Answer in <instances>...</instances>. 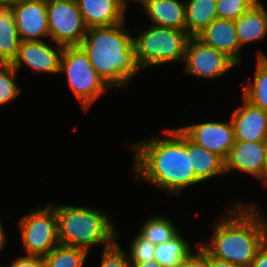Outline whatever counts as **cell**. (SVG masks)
Returning <instances> with one entry per match:
<instances>
[{"mask_svg":"<svg viewBox=\"0 0 267 267\" xmlns=\"http://www.w3.org/2000/svg\"><path fill=\"white\" fill-rule=\"evenodd\" d=\"M242 104L232 110L231 121L237 141H262L267 133V111L241 96Z\"/></svg>","mask_w":267,"mask_h":267,"instance_id":"cell-15","label":"cell"},{"mask_svg":"<svg viewBox=\"0 0 267 267\" xmlns=\"http://www.w3.org/2000/svg\"><path fill=\"white\" fill-rule=\"evenodd\" d=\"M88 252L82 248L58 244L43 257L45 267H83Z\"/></svg>","mask_w":267,"mask_h":267,"instance_id":"cell-25","label":"cell"},{"mask_svg":"<svg viewBox=\"0 0 267 267\" xmlns=\"http://www.w3.org/2000/svg\"><path fill=\"white\" fill-rule=\"evenodd\" d=\"M175 224L166 215H154L142 222L140 228H138V233L153 244L158 245L170 241L181 232Z\"/></svg>","mask_w":267,"mask_h":267,"instance_id":"cell-24","label":"cell"},{"mask_svg":"<svg viewBox=\"0 0 267 267\" xmlns=\"http://www.w3.org/2000/svg\"><path fill=\"white\" fill-rule=\"evenodd\" d=\"M13 3L0 0V51L12 63L20 45Z\"/></svg>","mask_w":267,"mask_h":267,"instance_id":"cell-21","label":"cell"},{"mask_svg":"<svg viewBox=\"0 0 267 267\" xmlns=\"http://www.w3.org/2000/svg\"><path fill=\"white\" fill-rule=\"evenodd\" d=\"M18 72L12 64L0 68V107L13 101L21 94L22 89L17 85Z\"/></svg>","mask_w":267,"mask_h":267,"instance_id":"cell-26","label":"cell"},{"mask_svg":"<svg viewBox=\"0 0 267 267\" xmlns=\"http://www.w3.org/2000/svg\"><path fill=\"white\" fill-rule=\"evenodd\" d=\"M247 174L265 185V151L262 141H234L225 159V173Z\"/></svg>","mask_w":267,"mask_h":267,"instance_id":"cell-12","label":"cell"},{"mask_svg":"<svg viewBox=\"0 0 267 267\" xmlns=\"http://www.w3.org/2000/svg\"><path fill=\"white\" fill-rule=\"evenodd\" d=\"M217 0H185L186 31L198 36L215 18Z\"/></svg>","mask_w":267,"mask_h":267,"instance_id":"cell-22","label":"cell"},{"mask_svg":"<svg viewBox=\"0 0 267 267\" xmlns=\"http://www.w3.org/2000/svg\"><path fill=\"white\" fill-rule=\"evenodd\" d=\"M187 153L190 154L191 167L195 176L203 183L218 176H226L225 160L187 137Z\"/></svg>","mask_w":267,"mask_h":267,"instance_id":"cell-19","label":"cell"},{"mask_svg":"<svg viewBox=\"0 0 267 267\" xmlns=\"http://www.w3.org/2000/svg\"><path fill=\"white\" fill-rule=\"evenodd\" d=\"M17 224L26 256L44 257L60 244L57 216L51 204L30 209Z\"/></svg>","mask_w":267,"mask_h":267,"instance_id":"cell-7","label":"cell"},{"mask_svg":"<svg viewBox=\"0 0 267 267\" xmlns=\"http://www.w3.org/2000/svg\"><path fill=\"white\" fill-rule=\"evenodd\" d=\"M127 7H129L128 3L129 2H137L140 3L142 0H121Z\"/></svg>","mask_w":267,"mask_h":267,"instance_id":"cell-38","label":"cell"},{"mask_svg":"<svg viewBox=\"0 0 267 267\" xmlns=\"http://www.w3.org/2000/svg\"><path fill=\"white\" fill-rule=\"evenodd\" d=\"M57 216L58 240L61 245L77 247L88 253L91 247L111 246L118 228L103 210L69 204H51ZM104 244V245H103Z\"/></svg>","mask_w":267,"mask_h":267,"instance_id":"cell-4","label":"cell"},{"mask_svg":"<svg viewBox=\"0 0 267 267\" xmlns=\"http://www.w3.org/2000/svg\"><path fill=\"white\" fill-rule=\"evenodd\" d=\"M179 129L194 143L208 151L216 153L224 160L234 145V128L228 121H204L184 125Z\"/></svg>","mask_w":267,"mask_h":267,"instance_id":"cell-10","label":"cell"},{"mask_svg":"<svg viewBox=\"0 0 267 267\" xmlns=\"http://www.w3.org/2000/svg\"><path fill=\"white\" fill-rule=\"evenodd\" d=\"M187 31L154 25H145L133 36L136 60L142 70L168 63L184 61Z\"/></svg>","mask_w":267,"mask_h":267,"instance_id":"cell-5","label":"cell"},{"mask_svg":"<svg viewBox=\"0 0 267 267\" xmlns=\"http://www.w3.org/2000/svg\"><path fill=\"white\" fill-rule=\"evenodd\" d=\"M3 1H7V2H10V3H17V2H21V1H27V0H3Z\"/></svg>","mask_w":267,"mask_h":267,"instance_id":"cell-39","label":"cell"},{"mask_svg":"<svg viewBox=\"0 0 267 267\" xmlns=\"http://www.w3.org/2000/svg\"><path fill=\"white\" fill-rule=\"evenodd\" d=\"M8 240H9V238L7 236L6 231L4 230V226L2 224V221L0 220V252L2 249L5 248V246H7Z\"/></svg>","mask_w":267,"mask_h":267,"instance_id":"cell-34","label":"cell"},{"mask_svg":"<svg viewBox=\"0 0 267 267\" xmlns=\"http://www.w3.org/2000/svg\"><path fill=\"white\" fill-rule=\"evenodd\" d=\"M210 267H239L227 261L219 260L210 256Z\"/></svg>","mask_w":267,"mask_h":267,"instance_id":"cell-33","label":"cell"},{"mask_svg":"<svg viewBox=\"0 0 267 267\" xmlns=\"http://www.w3.org/2000/svg\"><path fill=\"white\" fill-rule=\"evenodd\" d=\"M59 74L66 75L68 87L86 114L94 102L111 90L80 46L63 48Z\"/></svg>","mask_w":267,"mask_h":267,"instance_id":"cell-6","label":"cell"},{"mask_svg":"<svg viewBox=\"0 0 267 267\" xmlns=\"http://www.w3.org/2000/svg\"><path fill=\"white\" fill-rule=\"evenodd\" d=\"M11 63L4 57V55L0 51V68L6 67Z\"/></svg>","mask_w":267,"mask_h":267,"instance_id":"cell-37","label":"cell"},{"mask_svg":"<svg viewBox=\"0 0 267 267\" xmlns=\"http://www.w3.org/2000/svg\"><path fill=\"white\" fill-rule=\"evenodd\" d=\"M131 267H163V266H161L155 259H152L139 263H131Z\"/></svg>","mask_w":267,"mask_h":267,"instance_id":"cell-35","label":"cell"},{"mask_svg":"<svg viewBox=\"0 0 267 267\" xmlns=\"http://www.w3.org/2000/svg\"><path fill=\"white\" fill-rule=\"evenodd\" d=\"M184 74L202 79H217L238 67L229 57L205 45L197 37H190L184 56Z\"/></svg>","mask_w":267,"mask_h":267,"instance_id":"cell-9","label":"cell"},{"mask_svg":"<svg viewBox=\"0 0 267 267\" xmlns=\"http://www.w3.org/2000/svg\"><path fill=\"white\" fill-rule=\"evenodd\" d=\"M0 267H8V266H7V265H3V264H2V265H0Z\"/></svg>","mask_w":267,"mask_h":267,"instance_id":"cell-40","label":"cell"},{"mask_svg":"<svg viewBox=\"0 0 267 267\" xmlns=\"http://www.w3.org/2000/svg\"><path fill=\"white\" fill-rule=\"evenodd\" d=\"M51 45L44 40L21 41L12 66L19 73L22 66L36 73L59 74L63 46Z\"/></svg>","mask_w":267,"mask_h":267,"instance_id":"cell-11","label":"cell"},{"mask_svg":"<svg viewBox=\"0 0 267 267\" xmlns=\"http://www.w3.org/2000/svg\"><path fill=\"white\" fill-rule=\"evenodd\" d=\"M205 45L224 53L237 66L242 64L241 51L235 21L215 18L198 36Z\"/></svg>","mask_w":267,"mask_h":267,"instance_id":"cell-14","label":"cell"},{"mask_svg":"<svg viewBox=\"0 0 267 267\" xmlns=\"http://www.w3.org/2000/svg\"><path fill=\"white\" fill-rule=\"evenodd\" d=\"M76 3L87 28L113 26L127 20L128 7L121 0H76Z\"/></svg>","mask_w":267,"mask_h":267,"instance_id":"cell-16","label":"cell"},{"mask_svg":"<svg viewBox=\"0 0 267 267\" xmlns=\"http://www.w3.org/2000/svg\"><path fill=\"white\" fill-rule=\"evenodd\" d=\"M51 42L63 47L80 46L87 27L76 0H46Z\"/></svg>","mask_w":267,"mask_h":267,"instance_id":"cell-8","label":"cell"},{"mask_svg":"<svg viewBox=\"0 0 267 267\" xmlns=\"http://www.w3.org/2000/svg\"><path fill=\"white\" fill-rule=\"evenodd\" d=\"M119 236L116 232V241L111 246L102 249L99 267H131L126 251L118 241Z\"/></svg>","mask_w":267,"mask_h":267,"instance_id":"cell-29","label":"cell"},{"mask_svg":"<svg viewBox=\"0 0 267 267\" xmlns=\"http://www.w3.org/2000/svg\"><path fill=\"white\" fill-rule=\"evenodd\" d=\"M155 248V244L137 232V235L134 239L132 238L130 245H128L129 252L126 251V254L130 263L144 262L155 258Z\"/></svg>","mask_w":267,"mask_h":267,"instance_id":"cell-28","label":"cell"},{"mask_svg":"<svg viewBox=\"0 0 267 267\" xmlns=\"http://www.w3.org/2000/svg\"><path fill=\"white\" fill-rule=\"evenodd\" d=\"M127 21L113 26L89 27L80 47L90 63L113 90L124 89L142 71L135 53L133 34Z\"/></svg>","mask_w":267,"mask_h":267,"instance_id":"cell-3","label":"cell"},{"mask_svg":"<svg viewBox=\"0 0 267 267\" xmlns=\"http://www.w3.org/2000/svg\"><path fill=\"white\" fill-rule=\"evenodd\" d=\"M265 151V186L267 187V133L262 140Z\"/></svg>","mask_w":267,"mask_h":267,"instance_id":"cell-36","label":"cell"},{"mask_svg":"<svg viewBox=\"0 0 267 267\" xmlns=\"http://www.w3.org/2000/svg\"><path fill=\"white\" fill-rule=\"evenodd\" d=\"M183 234L179 232L170 241L156 245L154 259L161 266L176 267L182 259L187 257L199 245V243H195V246H192Z\"/></svg>","mask_w":267,"mask_h":267,"instance_id":"cell-23","label":"cell"},{"mask_svg":"<svg viewBox=\"0 0 267 267\" xmlns=\"http://www.w3.org/2000/svg\"><path fill=\"white\" fill-rule=\"evenodd\" d=\"M257 204L238 201L226 206L222 216L213 222L210 241L201 240L199 245L211 257L250 267L258 249L267 240V214Z\"/></svg>","mask_w":267,"mask_h":267,"instance_id":"cell-2","label":"cell"},{"mask_svg":"<svg viewBox=\"0 0 267 267\" xmlns=\"http://www.w3.org/2000/svg\"><path fill=\"white\" fill-rule=\"evenodd\" d=\"M8 267H45L43 257L19 255Z\"/></svg>","mask_w":267,"mask_h":267,"instance_id":"cell-31","label":"cell"},{"mask_svg":"<svg viewBox=\"0 0 267 267\" xmlns=\"http://www.w3.org/2000/svg\"><path fill=\"white\" fill-rule=\"evenodd\" d=\"M162 133L165 136L154 134L128 145L135 158L130 173L138 181L179 197L186 188L202 182L191 167L187 136L178 127L164 129Z\"/></svg>","mask_w":267,"mask_h":267,"instance_id":"cell-1","label":"cell"},{"mask_svg":"<svg viewBox=\"0 0 267 267\" xmlns=\"http://www.w3.org/2000/svg\"><path fill=\"white\" fill-rule=\"evenodd\" d=\"M176 267H210V255L198 245Z\"/></svg>","mask_w":267,"mask_h":267,"instance_id":"cell-30","label":"cell"},{"mask_svg":"<svg viewBox=\"0 0 267 267\" xmlns=\"http://www.w3.org/2000/svg\"><path fill=\"white\" fill-rule=\"evenodd\" d=\"M250 267H267V240L258 249Z\"/></svg>","mask_w":267,"mask_h":267,"instance_id":"cell-32","label":"cell"},{"mask_svg":"<svg viewBox=\"0 0 267 267\" xmlns=\"http://www.w3.org/2000/svg\"><path fill=\"white\" fill-rule=\"evenodd\" d=\"M14 18L21 41L49 38L46 0H27L13 4Z\"/></svg>","mask_w":267,"mask_h":267,"instance_id":"cell-13","label":"cell"},{"mask_svg":"<svg viewBox=\"0 0 267 267\" xmlns=\"http://www.w3.org/2000/svg\"><path fill=\"white\" fill-rule=\"evenodd\" d=\"M253 79L240 83L242 96L251 104L267 111V54L258 49Z\"/></svg>","mask_w":267,"mask_h":267,"instance_id":"cell-20","label":"cell"},{"mask_svg":"<svg viewBox=\"0 0 267 267\" xmlns=\"http://www.w3.org/2000/svg\"><path fill=\"white\" fill-rule=\"evenodd\" d=\"M259 0H217V18L236 20Z\"/></svg>","mask_w":267,"mask_h":267,"instance_id":"cell-27","label":"cell"},{"mask_svg":"<svg viewBox=\"0 0 267 267\" xmlns=\"http://www.w3.org/2000/svg\"><path fill=\"white\" fill-rule=\"evenodd\" d=\"M240 47L255 43L267 36V8L261 0L235 20Z\"/></svg>","mask_w":267,"mask_h":267,"instance_id":"cell-18","label":"cell"},{"mask_svg":"<svg viewBox=\"0 0 267 267\" xmlns=\"http://www.w3.org/2000/svg\"><path fill=\"white\" fill-rule=\"evenodd\" d=\"M148 25L186 31V6L184 0H142Z\"/></svg>","mask_w":267,"mask_h":267,"instance_id":"cell-17","label":"cell"}]
</instances>
